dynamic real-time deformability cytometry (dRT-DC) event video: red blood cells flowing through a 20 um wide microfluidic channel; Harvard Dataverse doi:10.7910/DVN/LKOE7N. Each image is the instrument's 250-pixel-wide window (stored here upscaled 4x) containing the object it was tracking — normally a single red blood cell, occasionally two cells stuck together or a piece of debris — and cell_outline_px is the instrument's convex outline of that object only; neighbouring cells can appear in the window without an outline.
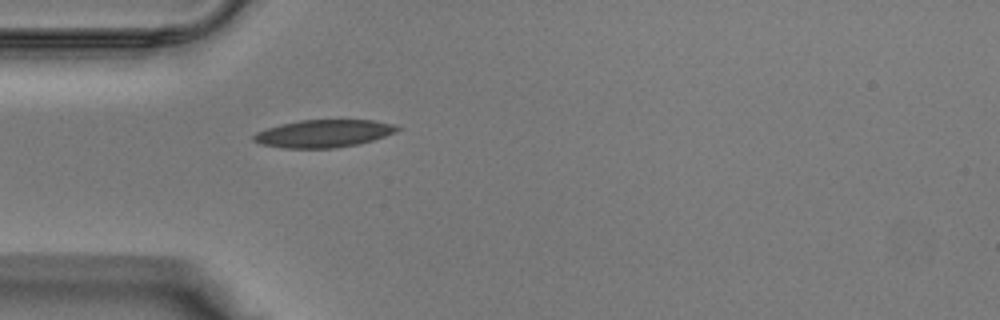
{"species": "Egyptian fruit bat (a non-hibernating species)", "species_latin": "Rousettus aegyptiacus", "temperature_condition": "warm", "stored_images_in_passage": 26, "camera_frame_rate_fps": 3000, "um_per_image_px": 0.085, "animal": {"sex": "male"}, "frame": {"image": 1, "passage_image": 1, "time_ms": 0.0, "image_size_px": [1000, 320], "cell_outline_px": [[400, 128], [396, 132], [372, 140], [356, 144], [336, 148], [284, 148], [260, 144], [252, 140], [252, 136], [256, 132], [280, 124], [300, 120], [372, 120], [396, 124]], "centroid_in_image_um": [27.49, 11.35], "position_along_channel_um": 57.5, "area_um2": 23.06}}
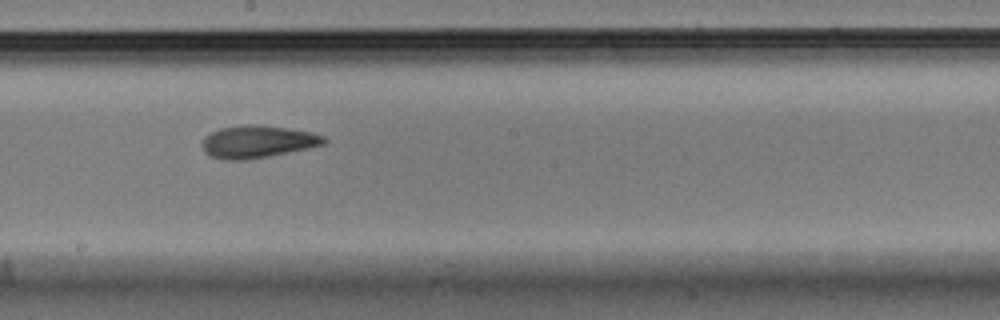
{"frame": {"image": 2, "passage_image": 11, "time_ms": 3.333, "image_size_px": [1000, 320], "cell_outline_px": [[328, 140], [324, 144], [308, 148], [248, 160], [224, 160], [208, 156], [204, 152], [200, 144], [204, 136], [220, 128], [244, 124], [256, 124], [312, 132], [324, 136]], "centroid_in_image_um": [21.83, 12.05], "position_along_channel_um": 226.4, "area_um2": 23.18}}
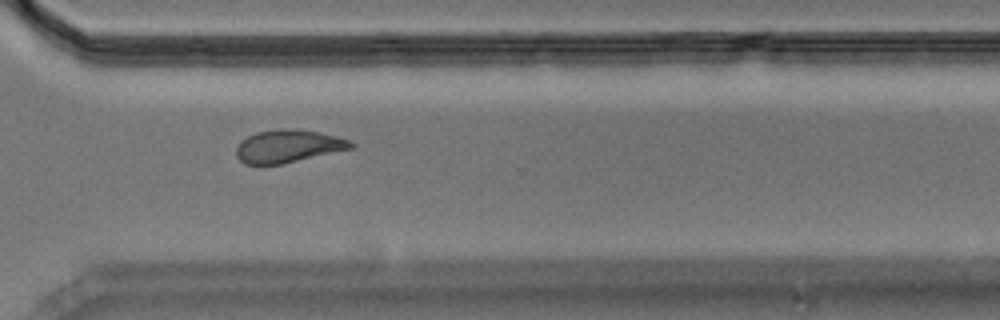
{"frame": {"image": 3, "passage_image": 18, "time_ms": 5.667, "image_size_px": [1000, 320], "cell_outline_px": [[356, 144], [352, 148], [280, 164], [244, 164], [236, 156], [236, 148], [240, 140], [256, 132], [284, 128], [320, 132], [352, 140]], "centroid_in_image_um": [24.48, 12.42], "position_along_channel_um": 346.1, "area_um2": 21.73}}